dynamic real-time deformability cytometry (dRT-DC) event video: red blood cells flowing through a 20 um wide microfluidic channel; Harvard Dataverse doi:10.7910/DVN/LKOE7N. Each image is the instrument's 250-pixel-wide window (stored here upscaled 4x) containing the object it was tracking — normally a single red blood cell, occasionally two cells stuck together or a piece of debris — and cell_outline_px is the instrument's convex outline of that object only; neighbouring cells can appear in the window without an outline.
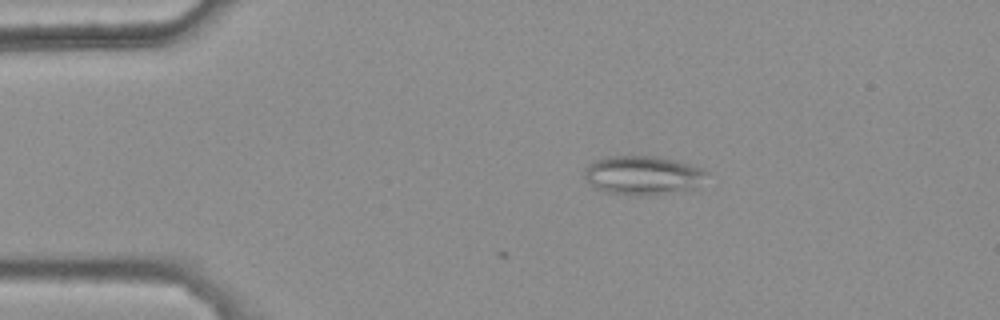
{"species": "common noctule bat (a hibernating species)", "species_latin": "Nyctalus noctula", "temperature_condition": "warm", "stored_images_in_passage": 3, "camera_frame_rate_fps": 3000, "um_per_image_px": 0.085, "animal": {"sex": "female", "body_mass_g": 25.1}, "frame": {"image": 1, "passage_image": 3, "time_ms": 0.667, "image_size_px": [1000, 320], "cell_outline_px": [[708, 172], [696, 188], [648, 196], [636, 196], [604, 192], [588, 184], [584, 176], [584, 168], [588, 164], [596, 160], [608, 156], [652, 156], [672, 160], [688, 164], [700, 168]], "centroid_in_image_um": [54.57, 14.92], "position_along_channel_um": 30.4, "area_um2": 27.74}}